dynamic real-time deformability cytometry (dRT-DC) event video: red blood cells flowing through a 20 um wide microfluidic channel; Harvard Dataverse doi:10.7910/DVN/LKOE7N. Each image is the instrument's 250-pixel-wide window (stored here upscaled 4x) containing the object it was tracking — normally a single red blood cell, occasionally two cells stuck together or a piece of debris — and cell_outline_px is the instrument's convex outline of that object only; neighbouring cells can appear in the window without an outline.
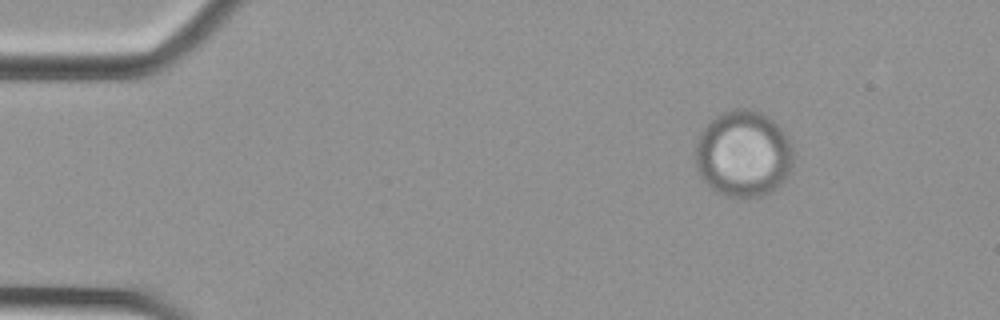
{"species": "Egyptian fruit bat (a non-hibernating species)", "species_latin": "Rousettus aegyptiacus", "temperature_condition": "cold", "stored_images_in_passage": 56, "camera_frame_rate_fps": 3000, "um_per_image_px": 0.085, "animal": {"sex": "female"}, "frame": {"image": 1, "passage_image": 8, "time_ms": 2.333, "image_size_px": [1000, 320], "cell_outline_px": [[792, 168], [788, 176], [772, 192], [760, 196], [736, 200], [724, 196], [716, 192], [700, 176], [696, 164], [696, 140], [700, 132], [716, 116], [724, 112], [736, 108], [748, 108], [760, 112], [768, 116], [780, 128], [792, 144]], "centroid_in_image_um": [63.18, 13.11], "position_along_channel_um": 21.8, "area_um2": 49.71}}
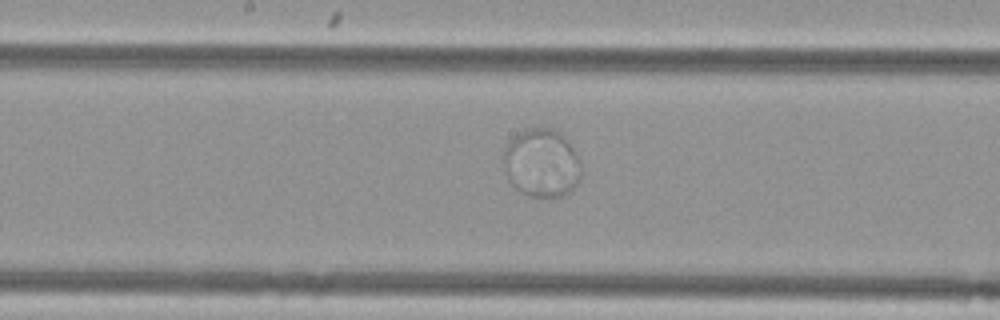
{"frame": {"image": 2, "passage_image": 30, "time_ms": 9.667, "image_size_px": [1000, 320], "cell_outline_px": [[580, 180], [564, 196], [528, 196], [520, 192], [508, 180], [504, 164], [504, 148], [508, 140], [512, 136], [524, 128], [556, 128], [564, 136], [572, 148], [580, 164]], "centroid_in_image_um": [46.0, 13.83], "position_along_channel_um": 202.2, "area_um2": 30.98}}
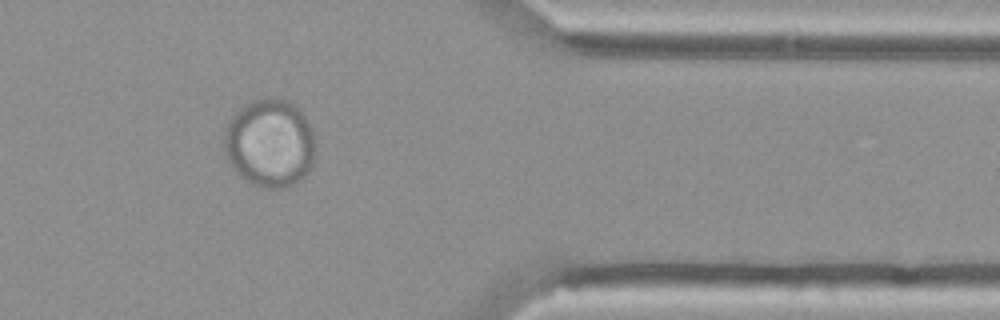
{"frame": {"image": 3, "passage_image": 47, "time_ms": 15.333, "image_size_px": [1000, 320], "cell_outline_px": [[316, 156], [312, 168], [300, 180], [288, 188], [264, 188], [252, 184], [244, 180], [240, 176], [228, 160], [224, 152], [224, 132], [228, 120], [244, 104], [268, 96], [276, 96], [288, 100], [296, 104], [304, 112], [308, 120], [312, 132], [316, 148]], "centroid_in_image_um": [22.97, 12.15], "position_along_channel_um": 388.4, "area_um2": 48.03}}